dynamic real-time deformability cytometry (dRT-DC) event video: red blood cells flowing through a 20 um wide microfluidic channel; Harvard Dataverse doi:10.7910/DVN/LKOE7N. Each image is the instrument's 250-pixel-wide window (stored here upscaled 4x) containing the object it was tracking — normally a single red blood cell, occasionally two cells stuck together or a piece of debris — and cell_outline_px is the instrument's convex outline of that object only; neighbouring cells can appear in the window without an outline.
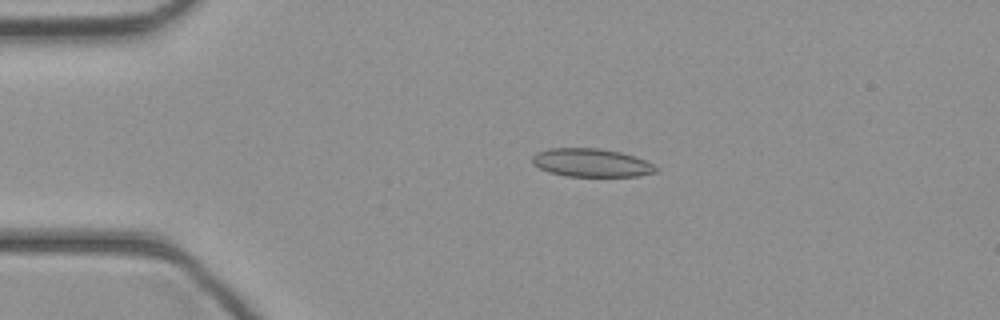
{"species": "common noctule bat (a hibernating species)", "species_latin": "Nyctalus noctula", "temperature_condition": "cold", "stored_images_in_passage": 43, "camera_frame_rate_fps": 3000, "um_per_image_px": 0.085, "animal": {"sex": "female", "body_mass_g": 21.9}, "frame": {"image": 1, "passage_image": 9, "time_ms": 2.667, "image_size_px": [1000, 320], "cell_outline_px": [[660, 168], [656, 172], [640, 176], [564, 176], [548, 172], [532, 164], [532, 156], [536, 152], [548, 148], [600, 148], [620, 152], [636, 156]], "centroid_in_image_um": [50.25, 13.83], "position_along_channel_um": 34.7, "area_um2": 20.58}}
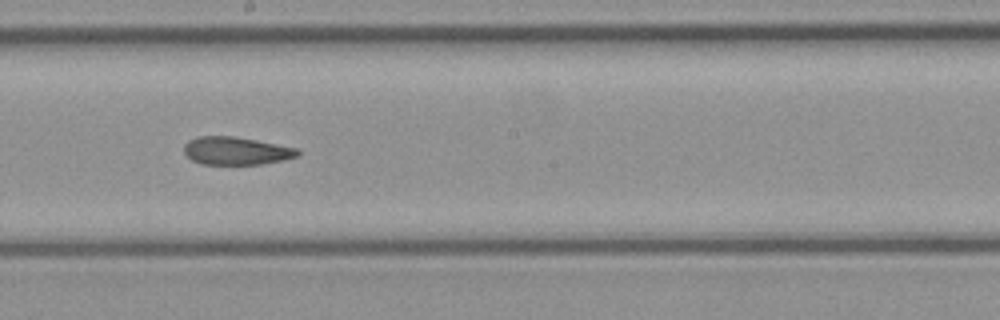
{"frame": {"image": 2, "passage_image": 24, "time_ms": 7.667, "image_size_px": [1000, 320], "cell_outline_px": [[300, 156], [284, 160], [264, 164], [200, 164], [192, 160], [184, 152], [184, 144], [188, 140], [196, 136], [236, 136], [300, 148]], "centroid_in_image_um": [20.12, 12.81], "position_along_channel_um": 228.1, "area_um2": 18.84}}
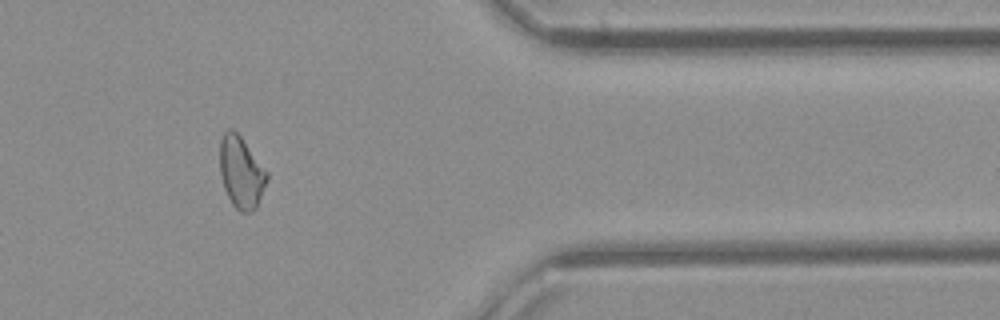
{"frame": {"image": 3, "passage_image": 36, "time_ms": 11.667, "image_size_px": [1000, 320], "cell_outline_px": [[268, 180], [256, 208], [252, 212], [240, 212], [232, 204], [224, 188], [220, 172], [220, 140], [224, 132], [228, 128], [232, 128], [240, 136], [268, 172]], "centroid_in_image_um": [20.5, 14.65], "position_along_channel_um": 390.9, "area_um2": 19.65}}